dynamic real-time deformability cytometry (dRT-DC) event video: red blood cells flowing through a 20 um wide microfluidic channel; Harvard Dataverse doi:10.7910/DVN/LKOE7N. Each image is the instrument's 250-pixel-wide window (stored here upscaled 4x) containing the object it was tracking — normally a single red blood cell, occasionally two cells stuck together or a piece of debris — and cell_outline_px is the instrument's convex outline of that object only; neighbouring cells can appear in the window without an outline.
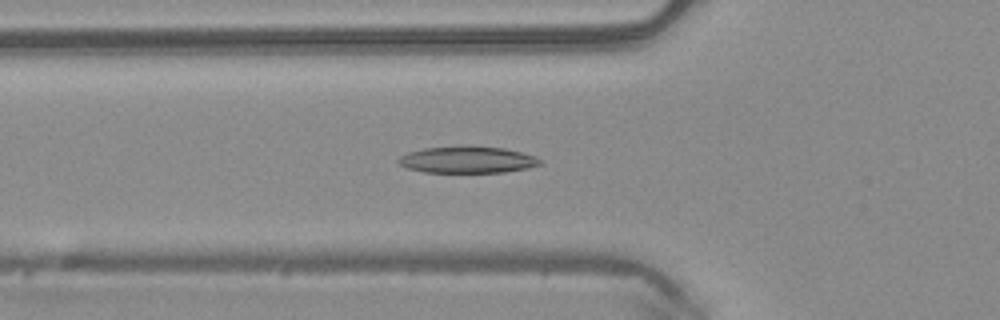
{"species": "common noctule bat (a hibernating species)", "species_latin": "Nyctalus noctula", "temperature_condition": "warm", "stored_images_in_passage": 50, "camera_frame_rate_fps": 3000, "um_per_image_px": 0.085, "animal": {"sex": "male", "body_mass_g": 20.4}, "frame": {"image": 1, "passage_image": 18, "time_ms": 5.667, "image_size_px": [1000, 320], "cell_outline_px": [[544, 164], [528, 168], [504, 172], [424, 172], [408, 168], [400, 164], [396, 160], [400, 156], [408, 152], [424, 148], [464, 144], [468, 144], [504, 148], [536, 156]], "centroid_in_image_um": [39.74, 13.55], "position_along_channel_um": 86.1, "area_um2": 22.48}}
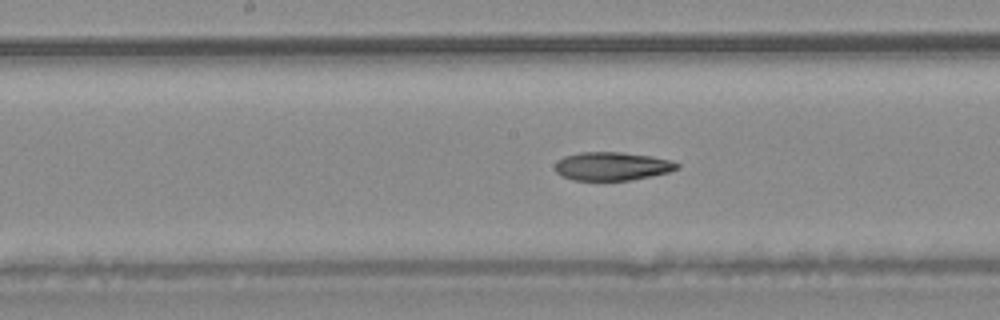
{"frame": {"image": 2, "passage_image": 26, "time_ms": 8.333, "image_size_px": [1000, 320], "cell_outline_px": [[680, 168], [668, 172], [652, 176], [632, 180], [572, 180], [560, 176], [556, 172], [556, 164], [564, 156], [580, 152], [620, 152], [652, 156], [668, 160], [680, 164]], "centroid_in_image_um": [52.03, 14.13], "position_along_channel_um": 196.2, "area_um2": 20.17}}
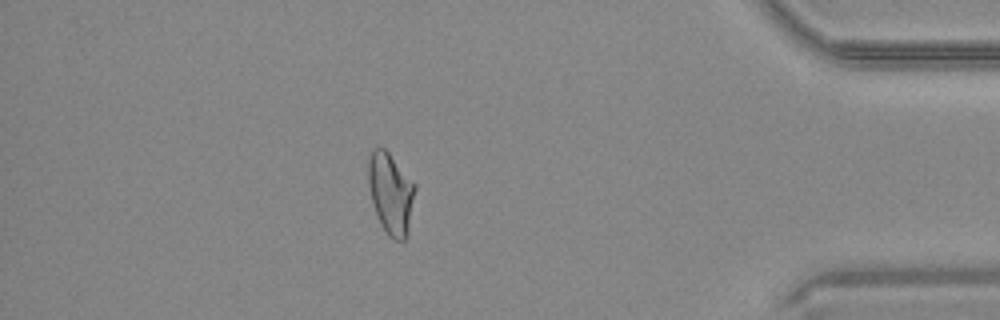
{"frame": {"image": 3, "passage_image": 44, "time_ms": 14.333, "image_size_px": [1000, 320], "cell_outline_px": [[416, 188], [408, 232], [404, 240], [396, 240], [388, 236], [380, 224], [372, 200], [368, 184], [368, 160], [372, 148], [384, 148], [388, 152], [416, 184]], "centroid_in_image_um": [33.22, 16.43], "position_along_channel_um": 402.0, "area_um2": 22.08}, "authors_computed_cell_mechanics": {"area_um2": 22.0796, "velocity_mm_per_s": 4.0965, "shape_relaxation_time_tau1_ms": 6.994, "shape_relaxation_time_tau2_ms": 4.6421, "deformation_change_tau1": 0.1969, "deformation_change_tau2": 0.1083}}